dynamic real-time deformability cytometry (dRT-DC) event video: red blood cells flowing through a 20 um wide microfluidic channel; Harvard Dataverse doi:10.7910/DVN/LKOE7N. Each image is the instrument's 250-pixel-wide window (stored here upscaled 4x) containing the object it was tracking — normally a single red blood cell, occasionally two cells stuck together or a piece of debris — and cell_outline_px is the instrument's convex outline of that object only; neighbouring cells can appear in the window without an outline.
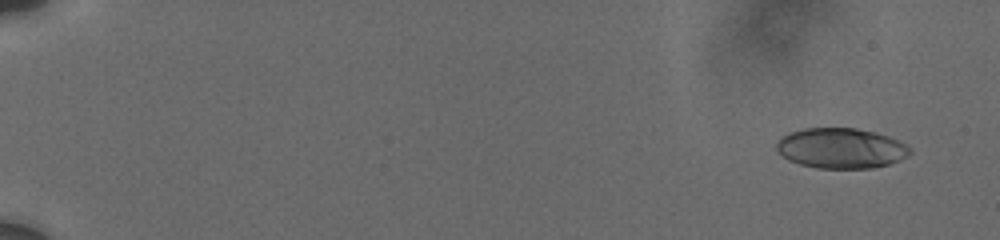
{"species": "human", "species_latin": "Homo sapiens", "temperature_condition": "cold", "stored_images_in_passage": 22, "camera_frame_rate_fps": 3000, "um_per_image_px": 0.085, "donor": {"sex": "male"}, "frame": {"image": 1, "passage_image": 3, "time_ms": 1.0, "image_size_px": [1000, 240], "cell_outline_px": [[912, 152], [908, 156], [900, 160], [888, 164], [872, 168], [816, 168], [800, 164], [788, 160], [776, 148], [776, 140], [780, 136], [788, 132], [804, 128], [856, 128], [876, 132], [900, 140], [912, 148]], "centroid_in_image_um": [71.49, 12.59], "position_along_channel_um": 13.5, "area_um2": 31.67}}
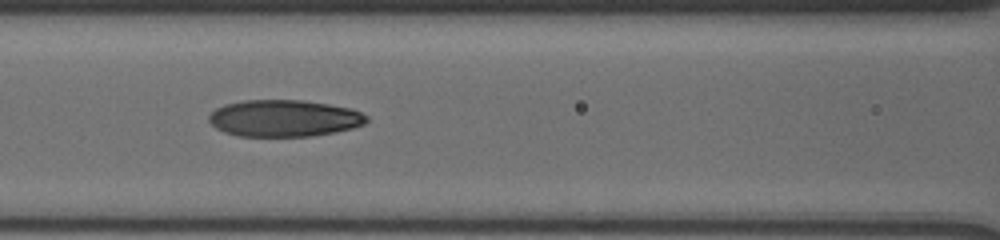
{"frame": {"image": 2, "passage_image": 20, "time_ms": 9.333, "image_size_px": [1000, 240], "cell_outline_px": [[368, 120], [364, 124], [352, 128], [336, 132], [312, 136], [236, 136], [224, 132], [216, 128], [208, 120], [208, 116], [216, 108], [224, 104], [244, 100], [304, 100], [352, 108], [368, 116]], "centroid_in_image_um": [24.15, 10.05], "position_along_channel_um": 142.5, "area_um2": 33.99}}
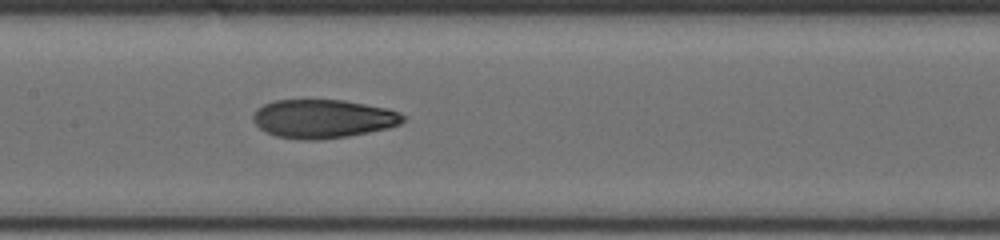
{"frame": {"image": 3, "passage_image": 22, "time_ms": 10.333, "image_size_px": [1000, 240], "cell_outline_px": [[408, 116], [400, 124], [388, 128], [348, 136], [320, 140], [304, 140], [276, 136], [260, 128], [252, 120], [252, 116], [256, 108], [264, 104], [276, 100], [344, 100], [388, 108], [400, 112]], "centroid_in_image_um": [27.48, 10.09], "position_along_channel_um": 179.9, "area_um2": 33.93}}